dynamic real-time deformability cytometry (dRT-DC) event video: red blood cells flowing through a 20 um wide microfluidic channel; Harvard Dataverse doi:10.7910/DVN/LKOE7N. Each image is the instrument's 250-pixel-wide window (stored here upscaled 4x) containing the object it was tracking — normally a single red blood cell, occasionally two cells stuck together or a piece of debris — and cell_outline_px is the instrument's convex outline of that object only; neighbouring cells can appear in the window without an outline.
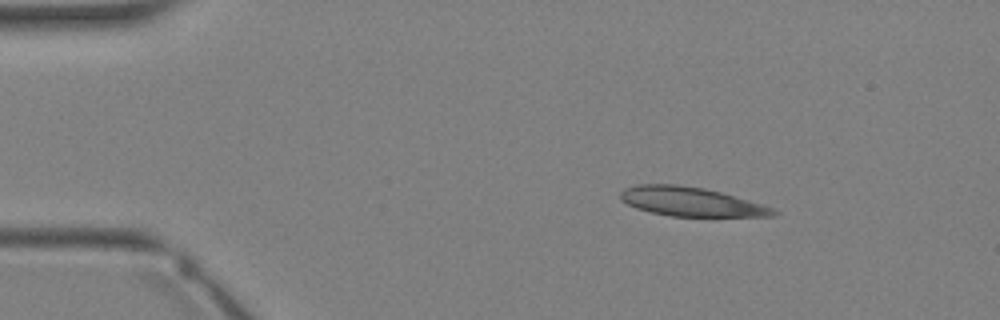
{"species": "Egyptian fruit bat (a non-hibernating species)", "species_latin": "Rousettus aegyptiacus", "temperature_condition": "warm", "stored_images_in_passage": 2, "camera_frame_rate_fps": 3000, "um_per_image_px": 0.085, "animal": {"sex": "female"}, "frame": {"image": 1, "passage_image": 1, "time_ms": 0.0, "image_size_px": [1000, 320], "cell_outline_px": [[780, 212], [772, 216], [672, 216], [652, 212], [636, 208], [620, 200], [620, 192], [624, 188], [636, 184], [676, 184], [704, 188], [720, 192], [748, 200], [772, 208]], "centroid_in_image_um": [58.68, 17.13], "position_along_channel_um": 26.3, "area_um2": 25.66}}